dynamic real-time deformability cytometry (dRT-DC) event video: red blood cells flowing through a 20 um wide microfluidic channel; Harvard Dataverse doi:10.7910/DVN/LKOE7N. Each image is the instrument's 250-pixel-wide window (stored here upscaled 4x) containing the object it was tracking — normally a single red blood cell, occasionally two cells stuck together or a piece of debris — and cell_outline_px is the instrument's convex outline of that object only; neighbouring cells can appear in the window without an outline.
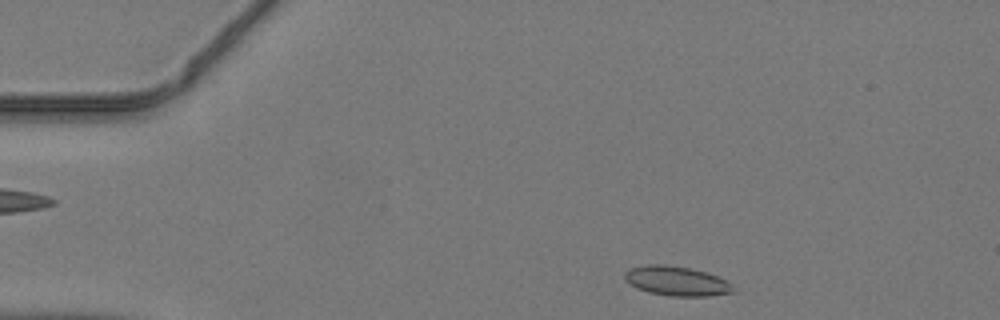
{"species": "common noctule bat (a hibernating species)", "species_latin": "Nyctalus noctula", "temperature_condition": "warm", "stored_images_in_passage": 11, "camera_frame_rate_fps": 3000, "um_per_image_px": 0.085, "animal": {"sex": "male", "body_mass_g": 19.2, "forearm_length_mm": 51.8}, "frame": {"image": 1, "passage_image": 2, "time_ms": 0.333, "image_size_px": [1000, 320], "cell_outline_px": [[736, 292], [708, 296], [668, 296], [648, 292], [636, 288], [624, 280], [624, 272], [628, 268], [648, 264], [664, 264], [688, 268], [708, 272], [724, 280], [736, 288]], "centroid_in_image_um": [57.48, 23.89], "position_along_channel_um": 27.5, "area_um2": 18.84}}
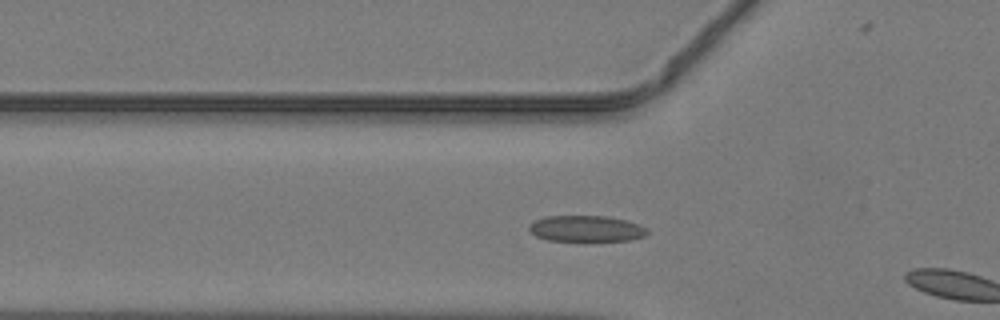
{"frame": {"image": 2, "passage_image": 10, "time_ms": 3.0, "image_size_px": [1000, 320], "cell_outline_px": [[648, 232], [644, 236], [632, 240], [584, 244], [548, 240], [536, 236], [528, 228], [528, 224], [544, 216], [608, 216], [640, 224], [648, 228]], "centroid_in_image_um": [49.85, 19.49], "position_along_channel_um": 76.0, "area_um2": 19.07}}